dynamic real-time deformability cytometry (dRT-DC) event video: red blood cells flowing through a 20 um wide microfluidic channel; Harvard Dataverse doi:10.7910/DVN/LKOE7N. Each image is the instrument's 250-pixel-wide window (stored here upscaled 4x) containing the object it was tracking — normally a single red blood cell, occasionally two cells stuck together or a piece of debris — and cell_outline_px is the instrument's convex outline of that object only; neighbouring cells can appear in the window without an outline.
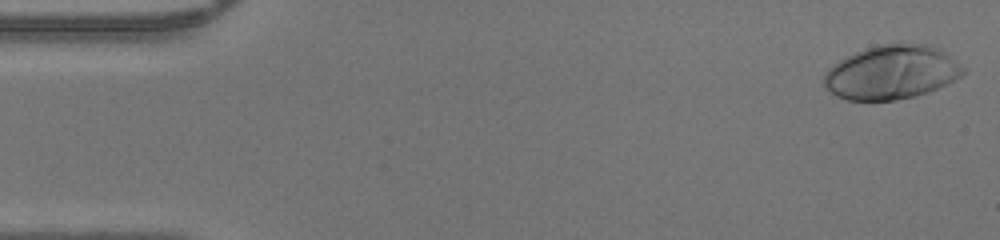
{"species": "human", "species_latin": "Homo sapiens", "temperature_condition": "warm", "stored_images_in_passage": 46, "camera_frame_rate_fps": 3000, "um_per_image_px": 0.085, "donor": {"sex": "male"}, "frame": {"image": 1, "passage_image": 1, "time_ms": 0.0, "image_size_px": [1000, 240], "cell_outline_px": [[964, 72], [960, 76], [928, 92], [916, 96], [896, 100], [848, 100], [836, 96], [824, 84], [824, 72], [828, 68], [840, 60], [856, 52], [880, 44], [928, 44], [940, 48], [964, 68]], "centroid_in_image_um": [75.77, 6.15], "position_along_channel_um": 9.2, "area_um2": 43.18}}
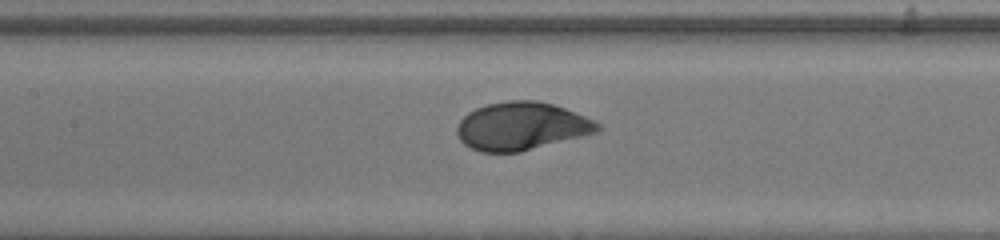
{"frame": {"image": 2, "passage_image": 21, "time_ms": 6.667, "image_size_px": [1000, 240], "cell_outline_px": [[600, 132], [520, 152], [480, 152], [464, 144], [460, 140], [456, 132], [456, 128], [460, 120], [468, 112], [476, 108], [488, 104], [508, 100], [536, 100], [552, 104], [564, 108], [584, 116], [600, 124]], "centroid_in_image_um": [44.32, 10.73], "position_along_channel_um": 163.1, "area_um2": 39.3}}
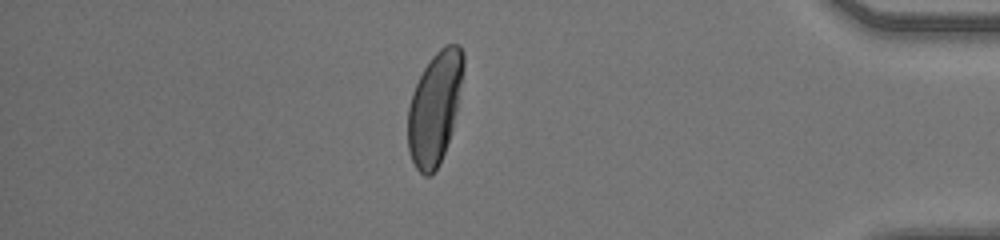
{"frame": {"image": 3, "passage_image": 40, "time_ms": 13.0, "image_size_px": [1000, 240], "cell_outline_px": [[464, 68], [456, 112], [452, 128], [440, 164], [428, 176], [424, 176], [416, 168], [408, 152], [408, 108], [412, 92], [424, 68], [432, 56], [444, 44], [460, 44], [464, 52]], "centroid_in_image_um": [36.95, 9.14], "position_along_channel_um": 398.2, "area_um2": 36.13}}